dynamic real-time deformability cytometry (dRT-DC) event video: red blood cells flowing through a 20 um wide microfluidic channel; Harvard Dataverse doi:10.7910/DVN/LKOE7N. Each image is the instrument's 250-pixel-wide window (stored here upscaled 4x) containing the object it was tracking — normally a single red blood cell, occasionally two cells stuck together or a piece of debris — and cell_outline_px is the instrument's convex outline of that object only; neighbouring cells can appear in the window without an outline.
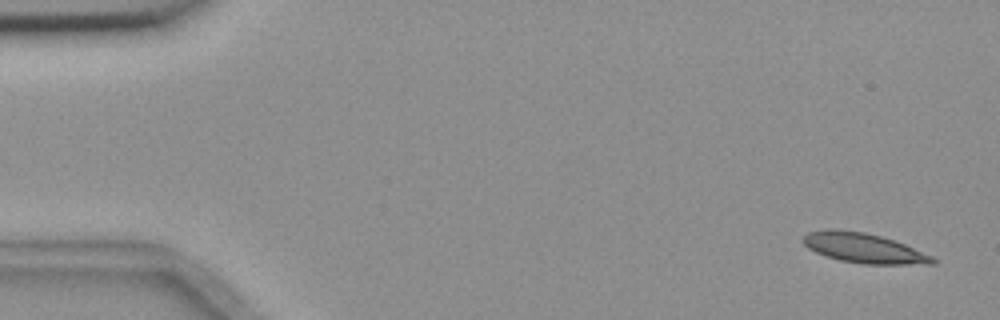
{"species": "common noctule bat (a hibernating species)", "species_latin": "Nyctalus noctula", "temperature_condition": "room temperature", "stored_images_in_passage": 3, "camera_frame_rate_fps": 3000, "um_per_image_px": 0.085, "animal": {"sex": "female", "body_mass_g": 18.4}, "frame": {"image": 1, "passage_image": 1, "time_ms": 0.0, "image_size_px": [1000, 320], "cell_outline_px": [[936, 264], [864, 264], [840, 260], [824, 256], [808, 248], [800, 240], [808, 232], [828, 228], [836, 228], [864, 232], [880, 236], [904, 244], [932, 256], [936, 260]], "centroid_in_image_um": [73.36, 21.07], "position_along_channel_um": 11.6, "area_um2": 22.54}}
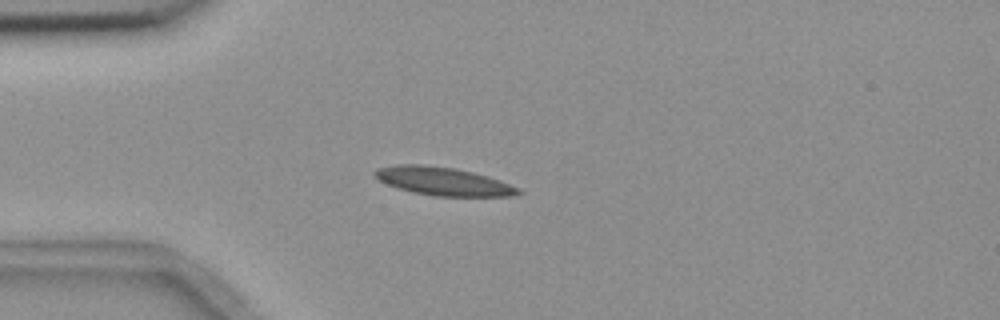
{"frame": {"image": 2, "passage_image": 3, "time_ms": 4.0, "image_size_px": [1000, 320], "cell_outline_px": [[524, 192], [512, 196], [432, 196], [412, 192], [388, 184], [372, 176], [372, 172], [376, 168], [396, 164], [424, 164], [456, 168], [488, 176], [500, 180], [520, 188]], "centroid_in_image_um": [37.66, 15.4], "position_along_channel_um": 47.3, "area_um2": 23.81}}